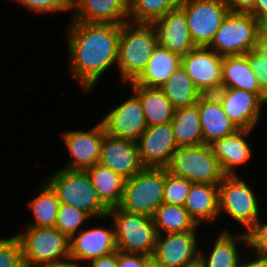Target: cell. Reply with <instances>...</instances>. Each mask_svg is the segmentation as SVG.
<instances>
[{
  "mask_svg": "<svg viewBox=\"0 0 267 267\" xmlns=\"http://www.w3.org/2000/svg\"><path fill=\"white\" fill-rule=\"evenodd\" d=\"M68 22L63 31L69 57L67 74L78 83L83 94H89L104 74L117 67L121 25Z\"/></svg>",
  "mask_w": 267,
  "mask_h": 267,
  "instance_id": "cell-1",
  "label": "cell"
},
{
  "mask_svg": "<svg viewBox=\"0 0 267 267\" xmlns=\"http://www.w3.org/2000/svg\"><path fill=\"white\" fill-rule=\"evenodd\" d=\"M157 46L151 24L129 21L121 25L116 71L122 85L134 81L142 73Z\"/></svg>",
  "mask_w": 267,
  "mask_h": 267,
  "instance_id": "cell-2",
  "label": "cell"
},
{
  "mask_svg": "<svg viewBox=\"0 0 267 267\" xmlns=\"http://www.w3.org/2000/svg\"><path fill=\"white\" fill-rule=\"evenodd\" d=\"M44 180L56 192L60 203L88 213L93 220H109V209L101 202L86 171L59 168Z\"/></svg>",
  "mask_w": 267,
  "mask_h": 267,
  "instance_id": "cell-3",
  "label": "cell"
},
{
  "mask_svg": "<svg viewBox=\"0 0 267 267\" xmlns=\"http://www.w3.org/2000/svg\"><path fill=\"white\" fill-rule=\"evenodd\" d=\"M246 180L240 175H225L218 184L219 217L226 214L227 219L230 218L239 227H243L245 233L254 226L260 213H263L259 195Z\"/></svg>",
  "mask_w": 267,
  "mask_h": 267,
  "instance_id": "cell-4",
  "label": "cell"
},
{
  "mask_svg": "<svg viewBox=\"0 0 267 267\" xmlns=\"http://www.w3.org/2000/svg\"><path fill=\"white\" fill-rule=\"evenodd\" d=\"M13 235L21 245L25 267H44L70 256L69 238L56 228L25 226Z\"/></svg>",
  "mask_w": 267,
  "mask_h": 267,
  "instance_id": "cell-5",
  "label": "cell"
},
{
  "mask_svg": "<svg viewBox=\"0 0 267 267\" xmlns=\"http://www.w3.org/2000/svg\"><path fill=\"white\" fill-rule=\"evenodd\" d=\"M166 168L145 167L125 180L119 208L152 217L164 202Z\"/></svg>",
  "mask_w": 267,
  "mask_h": 267,
  "instance_id": "cell-6",
  "label": "cell"
},
{
  "mask_svg": "<svg viewBox=\"0 0 267 267\" xmlns=\"http://www.w3.org/2000/svg\"><path fill=\"white\" fill-rule=\"evenodd\" d=\"M107 216L113 221L118 251L152 256L157 238L152 217L119 207L109 209Z\"/></svg>",
  "mask_w": 267,
  "mask_h": 267,
  "instance_id": "cell-7",
  "label": "cell"
},
{
  "mask_svg": "<svg viewBox=\"0 0 267 267\" xmlns=\"http://www.w3.org/2000/svg\"><path fill=\"white\" fill-rule=\"evenodd\" d=\"M260 23L251 13L229 12L208 46L220 56L247 55L256 48Z\"/></svg>",
  "mask_w": 267,
  "mask_h": 267,
  "instance_id": "cell-8",
  "label": "cell"
},
{
  "mask_svg": "<svg viewBox=\"0 0 267 267\" xmlns=\"http://www.w3.org/2000/svg\"><path fill=\"white\" fill-rule=\"evenodd\" d=\"M166 168L193 183L219 184L225 176L211 147L205 144L177 147Z\"/></svg>",
  "mask_w": 267,
  "mask_h": 267,
  "instance_id": "cell-9",
  "label": "cell"
},
{
  "mask_svg": "<svg viewBox=\"0 0 267 267\" xmlns=\"http://www.w3.org/2000/svg\"><path fill=\"white\" fill-rule=\"evenodd\" d=\"M196 47H208L230 9L224 0H184L180 6Z\"/></svg>",
  "mask_w": 267,
  "mask_h": 267,
  "instance_id": "cell-10",
  "label": "cell"
},
{
  "mask_svg": "<svg viewBox=\"0 0 267 267\" xmlns=\"http://www.w3.org/2000/svg\"><path fill=\"white\" fill-rule=\"evenodd\" d=\"M103 124L99 121L88 130L78 128L61 132L60 140L70 155L69 160L61 166L68 170L86 171L99 163L101 146L105 136Z\"/></svg>",
  "mask_w": 267,
  "mask_h": 267,
  "instance_id": "cell-11",
  "label": "cell"
},
{
  "mask_svg": "<svg viewBox=\"0 0 267 267\" xmlns=\"http://www.w3.org/2000/svg\"><path fill=\"white\" fill-rule=\"evenodd\" d=\"M198 230L157 234L152 260L165 267H184L197 262L201 242Z\"/></svg>",
  "mask_w": 267,
  "mask_h": 267,
  "instance_id": "cell-12",
  "label": "cell"
},
{
  "mask_svg": "<svg viewBox=\"0 0 267 267\" xmlns=\"http://www.w3.org/2000/svg\"><path fill=\"white\" fill-rule=\"evenodd\" d=\"M131 93L100 118L107 135L137 141L146 130L142 104L132 90Z\"/></svg>",
  "mask_w": 267,
  "mask_h": 267,
  "instance_id": "cell-13",
  "label": "cell"
},
{
  "mask_svg": "<svg viewBox=\"0 0 267 267\" xmlns=\"http://www.w3.org/2000/svg\"><path fill=\"white\" fill-rule=\"evenodd\" d=\"M214 95L238 129L254 130L262 122V112L267 103L258 94L237 88H221Z\"/></svg>",
  "mask_w": 267,
  "mask_h": 267,
  "instance_id": "cell-14",
  "label": "cell"
},
{
  "mask_svg": "<svg viewBox=\"0 0 267 267\" xmlns=\"http://www.w3.org/2000/svg\"><path fill=\"white\" fill-rule=\"evenodd\" d=\"M223 56L208 47H196L181 58V67L201 94H214L222 88Z\"/></svg>",
  "mask_w": 267,
  "mask_h": 267,
  "instance_id": "cell-15",
  "label": "cell"
},
{
  "mask_svg": "<svg viewBox=\"0 0 267 267\" xmlns=\"http://www.w3.org/2000/svg\"><path fill=\"white\" fill-rule=\"evenodd\" d=\"M109 227H84L69 239L70 257L83 264L116 252V236L113 222Z\"/></svg>",
  "mask_w": 267,
  "mask_h": 267,
  "instance_id": "cell-16",
  "label": "cell"
},
{
  "mask_svg": "<svg viewBox=\"0 0 267 267\" xmlns=\"http://www.w3.org/2000/svg\"><path fill=\"white\" fill-rule=\"evenodd\" d=\"M136 142L145 167L166 168L178 147L170 122L147 126Z\"/></svg>",
  "mask_w": 267,
  "mask_h": 267,
  "instance_id": "cell-17",
  "label": "cell"
},
{
  "mask_svg": "<svg viewBox=\"0 0 267 267\" xmlns=\"http://www.w3.org/2000/svg\"><path fill=\"white\" fill-rule=\"evenodd\" d=\"M221 229L218 228V231H216L218 232L217 235L215 234L217 238L211 243L209 249L205 250L202 247L203 252L201 248L199 249L198 261L202 267H239L240 261L245 255L243 253L249 250L247 233L235 232V230L232 232L229 228ZM241 244L244 246H242V249H246L245 252L240 248Z\"/></svg>",
  "mask_w": 267,
  "mask_h": 267,
  "instance_id": "cell-18",
  "label": "cell"
},
{
  "mask_svg": "<svg viewBox=\"0 0 267 267\" xmlns=\"http://www.w3.org/2000/svg\"><path fill=\"white\" fill-rule=\"evenodd\" d=\"M99 164L110 168L124 179L133 177L145 168L136 141L107 134L103 138Z\"/></svg>",
  "mask_w": 267,
  "mask_h": 267,
  "instance_id": "cell-19",
  "label": "cell"
},
{
  "mask_svg": "<svg viewBox=\"0 0 267 267\" xmlns=\"http://www.w3.org/2000/svg\"><path fill=\"white\" fill-rule=\"evenodd\" d=\"M254 131L238 129L209 145L225 175H239L240 172L238 171L242 170L240 168H243V166L246 168V165L254 157V147L251 146V142H248L249 135Z\"/></svg>",
  "mask_w": 267,
  "mask_h": 267,
  "instance_id": "cell-20",
  "label": "cell"
},
{
  "mask_svg": "<svg viewBox=\"0 0 267 267\" xmlns=\"http://www.w3.org/2000/svg\"><path fill=\"white\" fill-rule=\"evenodd\" d=\"M151 25L155 30L158 44L181 58L196 48L189 32L185 12L181 7L168 11Z\"/></svg>",
  "mask_w": 267,
  "mask_h": 267,
  "instance_id": "cell-21",
  "label": "cell"
},
{
  "mask_svg": "<svg viewBox=\"0 0 267 267\" xmlns=\"http://www.w3.org/2000/svg\"><path fill=\"white\" fill-rule=\"evenodd\" d=\"M70 19L122 25L129 22V0H72Z\"/></svg>",
  "mask_w": 267,
  "mask_h": 267,
  "instance_id": "cell-22",
  "label": "cell"
},
{
  "mask_svg": "<svg viewBox=\"0 0 267 267\" xmlns=\"http://www.w3.org/2000/svg\"><path fill=\"white\" fill-rule=\"evenodd\" d=\"M196 105L200 114L203 144L210 145L238 130L214 94H202Z\"/></svg>",
  "mask_w": 267,
  "mask_h": 267,
  "instance_id": "cell-23",
  "label": "cell"
},
{
  "mask_svg": "<svg viewBox=\"0 0 267 267\" xmlns=\"http://www.w3.org/2000/svg\"><path fill=\"white\" fill-rule=\"evenodd\" d=\"M184 207L199 226L219 220L218 184L192 183Z\"/></svg>",
  "mask_w": 267,
  "mask_h": 267,
  "instance_id": "cell-24",
  "label": "cell"
},
{
  "mask_svg": "<svg viewBox=\"0 0 267 267\" xmlns=\"http://www.w3.org/2000/svg\"><path fill=\"white\" fill-rule=\"evenodd\" d=\"M222 88H237L256 93L267 103V94L261 89L247 55L223 57Z\"/></svg>",
  "mask_w": 267,
  "mask_h": 267,
  "instance_id": "cell-25",
  "label": "cell"
},
{
  "mask_svg": "<svg viewBox=\"0 0 267 267\" xmlns=\"http://www.w3.org/2000/svg\"><path fill=\"white\" fill-rule=\"evenodd\" d=\"M180 66L181 57L158 44L146 68L133 82L147 88H160Z\"/></svg>",
  "mask_w": 267,
  "mask_h": 267,
  "instance_id": "cell-26",
  "label": "cell"
},
{
  "mask_svg": "<svg viewBox=\"0 0 267 267\" xmlns=\"http://www.w3.org/2000/svg\"><path fill=\"white\" fill-rule=\"evenodd\" d=\"M142 104L147 126L159 125L170 122L174 114V108L160 88H147L135 84L133 81L127 83Z\"/></svg>",
  "mask_w": 267,
  "mask_h": 267,
  "instance_id": "cell-27",
  "label": "cell"
},
{
  "mask_svg": "<svg viewBox=\"0 0 267 267\" xmlns=\"http://www.w3.org/2000/svg\"><path fill=\"white\" fill-rule=\"evenodd\" d=\"M36 187L33 199L28 201V210L33 221L25 226L55 228L60 201L53 188L45 181Z\"/></svg>",
  "mask_w": 267,
  "mask_h": 267,
  "instance_id": "cell-28",
  "label": "cell"
},
{
  "mask_svg": "<svg viewBox=\"0 0 267 267\" xmlns=\"http://www.w3.org/2000/svg\"><path fill=\"white\" fill-rule=\"evenodd\" d=\"M86 172L101 202L108 209L118 207L122 199L126 179L99 163L87 169Z\"/></svg>",
  "mask_w": 267,
  "mask_h": 267,
  "instance_id": "cell-29",
  "label": "cell"
},
{
  "mask_svg": "<svg viewBox=\"0 0 267 267\" xmlns=\"http://www.w3.org/2000/svg\"><path fill=\"white\" fill-rule=\"evenodd\" d=\"M178 147L203 144L198 106L177 108L170 121Z\"/></svg>",
  "mask_w": 267,
  "mask_h": 267,
  "instance_id": "cell-30",
  "label": "cell"
},
{
  "mask_svg": "<svg viewBox=\"0 0 267 267\" xmlns=\"http://www.w3.org/2000/svg\"><path fill=\"white\" fill-rule=\"evenodd\" d=\"M160 89L174 109L196 105L202 95L181 66L168 77Z\"/></svg>",
  "mask_w": 267,
  "mask_h": 267,
  "instance_id": "cell-31",
  "label": "cell"
},
{
  "mask_svg": "<svg viewBox=\"0 0 267 267\" xmlns=\"http://www.w3.org/2000/svg\"><path fill=\"white\" fill-rule=\"evenodd\" d=\"M157 234L197 230L199 226L184 206L162 203L152 216Z\"/></svg>",
  "mask_w": 267,
  "mask_h": 267,
  "instance_id": "cell-32",
  "label": "cell"
},
{
  "mask_svg": "<svg viewBox=\"0 0 267 267\" xmlns=\"http://www.w3.org/2000/svg\"><path fill=\"white\" fill-rule=\"evenodd\" d=\"M184 0H129V21L151 24L168 11L180 7Z\"/></svg>",
  "mask_w": 267,
  "mask_h": 267,
  "instance_id": "cell-33",
  "label": "cell"
},
{
  "mask_svg": "<svg viewBox=\"0 0 267 267\" xmlns=\"http://www.w3.org/2000/svg\"><path fill=\"white\" fill-rule=\"evenodd\" d=\"M92 219L88 213L72 205L60 203L55 228L70 239Z\"/></svg>",
  "mask_w": 267,
  "mask_h": 267,
  "instance_id": "cell-34",
  "label": "cell"
},
{
  "mask_svg": "<svg viewBox=\"0 0 267 267\" xmlns=\"http://www.w3.org/2000/svg\"><path fill=\"white\" fill-rule=\"evenodd\" d=\"M193 182L171 174L166 168L164 183V203L184 206Z\"/></svg>",
  "mask_w": 267,
  "mask_h": 267,
  "instance_id": "cell-35",
  "label": "cell"
},
{
  "mask_svg": "<svg viewBox=\"0 0 267 267\" xmlns=\"http://www.w3.org/2000/svg\"><path fill=\"white\" fill-rule=\"evenodd\" d=\"M19 4L21 8L29 12L46 15L53 13H70L72 11V0H10Z\"/></svg>",
  "mask_w": 267,
  "mask_h": 267,
  "instance_id": "cell-36",
  "label": "cell"
},
{
  "mask_svg": "<svg viewBox=\"0 0 267 267\" xmlns=\"http://www.w3.org/2000/svg\"><path fill=\"white\" fill-rule=\"evenodd\" d=\"M12 236L0 237V267H25L18 239Z\"/></svg>",
  "mask_w": 267,
  "mask_h": 267,
  "instance_id": "cell-37",
  "label": "cell"
},
{
  "mask_svg": "<svg viewBox=\"0 0 267 267\" xmlns=\"http://www.w3.org/2000/svg\"><path fill=\"white\" fill-rule=\"evenodd\" d=\"M258 218L254 226L247 232L248 249L253 254L267 257V221Z\"/></svg>",
  "mask_w": 267,
  "mask_h": 267,
  "instance_id": "cell-38",
  "label": "cell"
},
{
  "mask_svg": "<svg viewBox=\"0 0 267 267\" xmlns=\"http://www.w3.org/2000/svg\"><path fill=\"white\" fill-rule=\"evenodd\" d=\"M247 57L261 89L267 94V59L255 49L251 50Z\"/></svg>",
  "mask_w": 267,
  "mask_h": 267,
  "instance_id": "cell-39",
  "label": "cell"
},
{
  "mask_svg": "<svg viewBox=\"0 0 267 267\" xmlns=\"http://www.w3.org/2000/svg\"><path fill=\"white\" fill-rule=\"evenodd\" d=\"M151 256L125 253L117 250V263L119 267H150Z\"/></svg>",
  "mask_w": 267,
  "mask_h": 267,
  "instance_id": "cell-40",
  "label": "cell"
},
{
  "mask_svg": "<svg viewBox=\"0 0 267 267\" xmlns=\"http://www.w3.org/2000/svg\"><path fill=\"white\" fill-rule=\"evenodd\" d=\"M230 12L250 13L255 8L256 0H224Z\"/></svg>",
  "mask_w": 267,
  "mask_h": 267,
  "instance_id": "cell-41",
  "label": "cell"
},
{
  "mask_svg": "<svg viewBox=\"0 0 267 267\" xmlns=\"http://www.w3.org/2000/svg\"><path fill=\"white\" fill-rule=\"evenodd\" d=\"M239 267H267V257H262L257 254L253 255L252 252L247 251L245 256L243 255Z\"/></svg>",
  "mask_w": 267,
  "mask_h": 267,
  "instance_id": "cell-42",
  "label": "cell"
},
{
  "mask_svg": "<svg viewBox=\"0 0 267 267\" xmlns=\"http://www.w3.org/2000/svg\"><path fill=\"white\" fill-rule=\"evenodd\" d=\"M86 267H119L117 263V251L89 261Z\"/></svg>",
  "mask_w": 267,
  "mask_h": 267,
  "instance_id": "cell-43",
  "label": "cell"
},
{
  "mask_svg": "<svg viewBox=\"0 0 267 267\" xmlns=\"http://www.w3.org/2000/svg\"><path fill=\"white\" fill-rule=\"evenodd\" d=\"M259 23L267 19V0H256L255 8L250 12Z\"/></svg>",
  "mask_w": 267,
  "mask_h": 267,
  "instance_id": "cell-44",
  "label": "cell"
},
{
  "mask_svg": "<svg viewBox=\"0 0 267 267\" xmlns=\"http://www.w3.org/2000/svg\"><path fill=\"white\" fill-rule=\"evenodd\" d=\"M83 265L84 267H86V264H83L73 257L69 256L65 259L46 264L44 267H83Z\"/></svg>",
  "mask_w": 267,
  "mask_h": 267,
  "instance_id": "cell-45",
  "label": "cell"
},
{
  "mask_svg": "<svg viewBox=\"0 0 267 267\" xmlns=\"http://www.w3.org/2000/svg\"><path fill=\"white\" fill-rule=\"evenodd\" d=\"M255 50L267 59V37L260 31Z\"/></svg>",
  "mask_w": 267,
  "mask_h": 267,
  "instance_id": "cell-46",
  "label": "cell"
},
{
  "mask_svg": "<svg viewBox=\"0 0 267 267\" xmlns=\"http://www.w3.org/2000/svg\"><path fill=\"white\" fill-rule=\"evenodd\" d=\"M260 31L267 37V19L260 23Z\"/></svg>",
  "mask_w": 267,
  "mask_h": 267,
  "instance_id": "cell-47",
  "label": "cell"
},
{
  "mask_svg": "<svg viewBox=\"0 0 267 267\" xmlns=\"http://www.w3.org/2000/svg\"><path fill=\"white\" fill-rule=\"evenodd\" d=\"M184 267H202L201 263L199 261L191 264V265H188V266H184Z\"/></svg>",
  "mask_w": 267,
  "mask_h": 267,
  "instance_id": "cell-48",
  "label": "cell"
},
{
  "mask_svg": "<svg viewBox=\"0 0 267 267\" xmlns=\"http://www.w3.org/2000/svg\"><path fill=\"white\" fill-rule=\"evenodd\" d=\"M150 267H165V266L159 265L155 261H152L151 264H150Z\"/></svg>",
  "mask_w": 267,
  "mask_h": 267,
  "instance_id": "cell-49",
  "label": "cell"
}]
</instances>
